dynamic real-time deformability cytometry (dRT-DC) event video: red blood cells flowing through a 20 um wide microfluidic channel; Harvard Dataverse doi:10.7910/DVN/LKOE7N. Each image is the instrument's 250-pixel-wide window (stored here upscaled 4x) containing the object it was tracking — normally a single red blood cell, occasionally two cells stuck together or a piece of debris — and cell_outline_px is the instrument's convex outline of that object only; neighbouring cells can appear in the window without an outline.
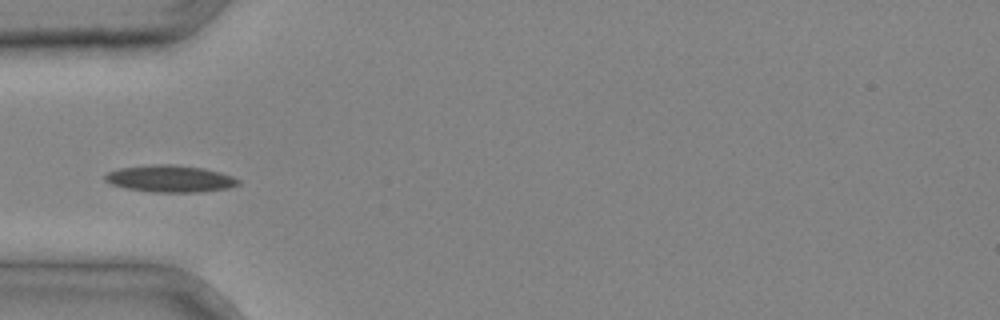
{"species": "common noctule bat (a hibernating species)", "species_latin": "Nyctalus noctula", "temperature_condition": "cold", "stored_images_in_passage": 5, "camera_frame_rate_fps": 3000, "um_per_image_px": 0.085, "animal": {"sex": "male", "body_mass_g": 20.4}, "frame": {"image": 1, "passage_image": 4, "time_ms": 1.0, "image_size_px": [1000, 320], "cell_outline_px": [[240, 184], [228, 188], [196, 192], [152, 192], [128, 188], [112, 184], [104, 180], [104, 176], [108, 172], [120, 168], [156, 164], [168, 164], [204, 168], [220, 172], [232, 176], [240, 180]], "centroid_in_image_um": [14.48, 15.19], "position_along_channel_um": 70.5, "area_um2": 20.69}}